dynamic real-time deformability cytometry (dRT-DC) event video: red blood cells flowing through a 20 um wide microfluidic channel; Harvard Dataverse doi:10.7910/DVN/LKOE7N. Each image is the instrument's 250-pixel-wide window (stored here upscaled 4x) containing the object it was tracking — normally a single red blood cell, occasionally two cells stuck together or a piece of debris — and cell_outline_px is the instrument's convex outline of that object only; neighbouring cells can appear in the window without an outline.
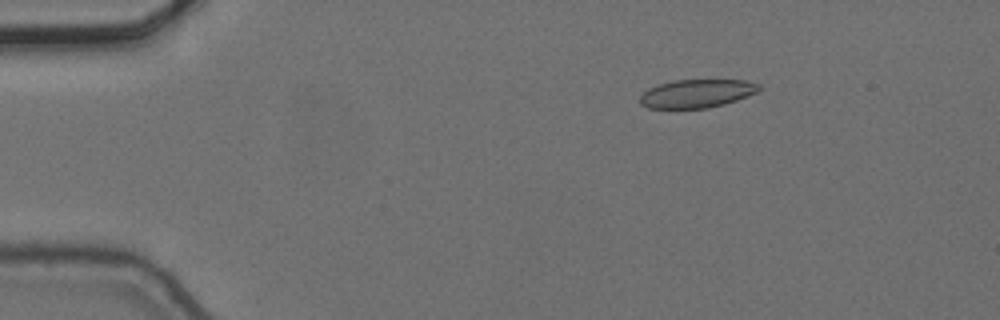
{"species": "common noctule bat (a hibernating species)", "species_latin": "Nyctalus noctula", "temperature_condition": "cold", "stored_images_in_passage": 4, "camera_frame_rate_fps": 3000, "um_per_image_px": 0.085, "animal": {"sex": "female", "body_mass_g": 24.6, "forearm_length_mm": 56.2}, "frame": {"image": 1, "passage_image": 1, "time_ms": 0.0, "image_size_px": [1000, 320], "cell_outline_px": [[760, 88], [756, 92], [736, 100], [724, 104], [708, 108], [648, 108], [640, 104], [640, 96], [648, 88], [672, 80], [744, 80], [760, 84]], "centroid_in_image_um": [59.2, 7.95], "position_along_channel_um": 25.8, "area_um2": 19.54}}
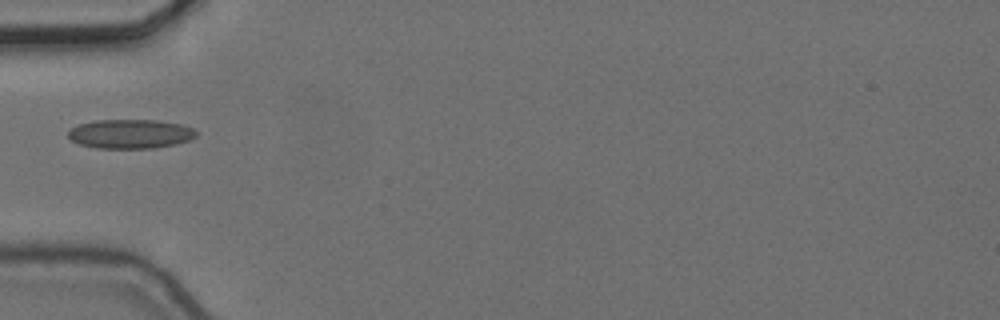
{"frame": {"image": 2, "passage_image": 4, "time_ms": 1.0, "image_size_px": [1000, 320], "cell_outline_px": [[196, 136], [188, 140], [176, 144], [152, 148], [96, 148], [80, 144], [72, 140], [68, 136], [68, 132], [72, 128], [80, 124], [96, 120], [156, 120], [180, 124], [192, 128], [196, 132]], "centroid_in_image_um": [11.07, 11.38], "position_along_channel_um": 73.9, "area_um2": 21.56}}